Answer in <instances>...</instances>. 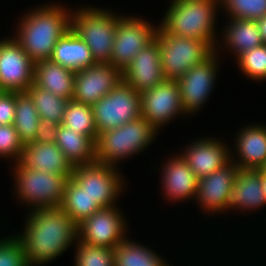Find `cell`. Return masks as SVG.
<instances>
[{
  "label": "cell",
  "mask_w": 266,
  "mask_h": 266,
  "mask_svg": "<svg viewBox=\"0 0 266 266\" xmlns=\"http://www.w3.org/2000/svg\"><path fill=\"white\" fill-rule=\"evenodd\" d=\"M157 130L143 117L98 134L95 143V160L116 166L120 159L132 156L151 144ZM118 160V161H117Z\"/></svg>",
  "instance_id": "4"
},
{
  "label": "cell",
  "mask_w": 266,
  "mask_h": 266,
  "mask_svg": "<svg viewBox=\"0 0 266 266\" xmlns=\"http://www.w3.org/2000/svg\"><path fill=\"white\" fill-rule=\"evenodd\" d=\"M122 75L123 81L138 93L150 90L165 80L157 38L137 54Z\"/></svg>",
  "instance_id": "17"
},
{
  "label": "cell",
  "mask_w": 266,
  "mask_h": 266,
  "mask_svg": "<svg viewBox=\"0 0 266 266\" xmlns=\"http://www.w3.org/2000/svg\"><path fill=\"white\" fill-rule=\"evenodd\" d=\"M0 266H28L24 248L16 236L0 240Z\"/></svg>",
  "instance_id": "35"
},
{
  "label": "cell",
  "mask_w": 266,
  "mask_h": 266,
  "mask_svg": "<svg viewBox=\"0 0 266 266\" xmlns=\"http://www.w3.org/2000/svg\"><path fill=\"white\" fill-rule=\"evenodd\" d=\"M162 169L163 190L170 200H184L196 197L198 178L181 155L173 156ZM195 195V196H194Z\"/></svg>",
  "instance_id": "20"
},
{
  "label": "cell",
  "mask_w": 266,
  "mask_h": 266,
  "mask_svg": "<svg viewBox=\"0 0 266 266\" xmlns=\"http://www.w3.org/2000/svg\"><path fill=\"white\" fill-rule=\"evenodd\" d=\"M61 125L85 136H90L95 142L97 140L98 131L90 105L80 103L73 99L69 100Z\"/></svg>",
  "instance_id": "30"
},
{
  "label": "cell",
  "mask_w": 266,
  "mask_h": 266,
  "mask_svg": "<svg viewBox=\"0 0 266 266\" xmlns=\"http://www.w3.org/2000/svg\"><path fill=\"white\" fill-rule=\"evenodd\" d=\"M33 99L40 119L61 124L68 99L43 90L34 83L27 89Z\"/></svg>",
  "instance_id": "31"
},
{
  "label": "cell",
  "mask_w": 266,
  "mask_h": 266,
  "mask_svg": "<svg viewBox=\"0 0 266 266\" xmlns=\"http://www.w3.org/2000/svg\"><path fill=\"white\" fill-rule=\"evenodd\" d=\"M127 238L114 248V266H169L156 252Z\"/></svg>",
  "instance_id": "29"
},
{
  "label": "cell",
  "mask_w": 266,
  "mask_h": 266,
  "mask_svg": "<svg viewBox=\"0 0 266 266\" xmlns=\"http://www.w3.org/2000/svg\"><path fill=\"white\" fill-rule=\"evenodd\" d=\"M236 139L240 160L234 163L239 169L260 170L266 162V126H247Z\"/></svg>",
  "instance_id": "23"
},
{
  "label": "cell",
  "mask_w": 266,
  "mask_h": 266,
  "mask_svg": "<svg viewBox=\"0 0 266 266\" xmlns=\"http://www.w3.org/2000/svg\"><path fill=\"white\" fill-rule=\"evenodd\" d=\"M123 80L122 71L110 63H99L75 71L73 100L94 105Z\"/></svg>",
  "instance_id": "14"
},
{
  "label": "cell",
  "mask_w": 266,
  "mask_h": 266,
  "mask_svg": "<svg viewBox=\"0 0 266 266\" xmlns=\"http://www.w3.org/2000/svg\"><path fill=\"white\" fill-rule=\"evenodd\" d=\"M121 214L116 206L94 212L78 224V240L88 245L115 248L126 235V222Z\"/></svg>",
  "instance_id": "12"
},
{
  "label": "cell",
  "mask_w": 266,
  "mask_h": 266,
  "mask_svg": "<svg viewBox=\"0 0 266 266\" xmlns=\"http://www.w3.org/2000/svg\"><path fill=\"white\" fill-rule=\"evenodd\" d=\"M15 167L17 195L22 202L34 209L60 207L68 180L65 175L25 168L19 162Z\"/></svg>",
  "instance_id": "7"
},
{
  "label": "cell",
  "mask_w": 266,
  "mask_h": 266,
  "mask_svg": "<svg viewBox=\"0 0 266 266\" xmlns=\"http://www.w3.org/2000/svg\"><path fill=\"white\" fill-rule=\"evenodd\" d=\"M24 144L20 141L13 124H0V157L14 158L19 162Z\"/></svg>",
  "instance_id": "36"
},
{
  "label": "cell",
  "mask_w": 266,
  "mask_h": 266,
  "mask_svg": "<svg viewBox=\"0 0 266 266\" xmlns=\"http://www.w3.org/2000/svg\"><path fill=\"white\" fill-rule=\"evenodd\" d=\"M230 19L255 20L266 15V0H219Z\"/></svg>",
  "instance_id": "33"
},
{
  "label": "cell",
  "mask_w": 266,
  "mask_h": 266,
  "mask_svg": "<svg viewBox=\"0 0 266 266\" xmlns=\"http://www.w3.org/2000/svg\"><path fill=\"white\" fill-rule=\"evenodd\" d=\"M262 191L266 201V175L261 172Z\"/></svg>",
  "instance_id": "40"
},
{
  "label": "cell",
  "mask_w": 266,
  "mask_h": 266,
  "mask_svg": "<svg viewBox=\"0 0 266 266\" xmlns=\"http://www.w3.org/2000/svg\"><path fill=\"white\" fill-rule=\"evenodd\" d=\"M259 32L261 34L264 45H266V15L257 20Z\"/></svg>",
  "instance_id": "39"
},
{
  "label": "cell",
  "mask_w": 266,
  "mask_h": 266,
  "mask_svg": "<svg viewBox=\"0 0 266 266\" xmlns=\"http://www.w3.org/2000/svg\"><path fill=\"white\" fill-rule=\"evenodd\" d=\"M239 167L231 160L209 176L198 179L196 199L208 212L229 209V199Z\"/></svg>",
  "instance_id": "16"
},
{
  "label": "cell",
  "mask_w": 266,
  "mask_h": 266,
  "mask_svg": "<svg viewBox=\"0 0 266 266\" xmlns=\"http://www.w3.org/2000/svg\"><path fill=\"white\" fill-rule=\"evenodd\" d=\"M19 163L25 168L63 174L68 179L74 168L56 143L30 142L24 145Z\"/></svg>",
  "instance_id": "19"
},
{
  "label": "cell",
  "mask_w": 266,
  "mask_h": 266,
  "mask_svg": "<svg viewBox=\"0 0 266 266\" xmlns=\"http://www.w3.org/2000/svg\"><path fill=\"white\" fill-rule=\"evenodd\" d=\"M70 15L67 8L52 4L25 14L17 37H13L30 59L50 60L57 41L70 29Z\"/></svg>",
  "instance_id": "2"
},
{
  "label": "cell",
  "mask_w": 266,
  "mask_h": 266,
  "mask_svg": "<svg viewBox=\"0 0 266 266\" xmlns=\"http://www.w3.org/2000/svg\"><path fill=\"white\" fill-rule=\"evenodd\" d=\"M27 219L24 232L16 237L28 266L52 261L78 239V225L60 207L32 208Z\"/></svg>",
  "instance_id": "1"
},
{
  "label": "cell",
  "mask_w": 266,
  "mask_h": 266,
  "mask_svg": "<svg viewBox=\"0 0 266 266\" xmlns=\"http://www.w3.org/2000/svg\"><path fill=\"white\" fill-rule=\"evenodd\" d=\"M58 124L52 121L41 119L37 127V134L34 142L55 143Z\"/></svg>",
  "instance_id": "38"
},
{
  "label": "cell",
  "mask_w": 266,
  "mask_h": 266,
  "mask_svg": "<svg viewBox=\"0 0 266 266\" xmlns=\"http://www.w3.org/2000/svg\"><path fill=\"white\" fill-rule=\"evenodd\" d=\"M231 23L225 28L223 42L230 51H234L238 57L243 52L263 45V40L258 29L257 21L246 19H231Z\"/></svg>",
  "instance_id": "26"
},
{
  "label": "cell",
  "mask_w": 266,
  "mask_h": 266,
  "mask_svg": "<svg viewBox=\"0 0 266 266\" xmlns=\"http://www.w3.org/2000/svg\"><path fill=\"white\" fill-rule=\"evenodd\" d=\"M40 120L30 94L27 91L16 92V110L13 126L24 145L34 142Z\"/></svg>",
  "instance_id": "27"
},
{
  "label": "cell",
  "mask_w": 266,
  "mask_h": 266,
  "mask_svg": "<svg viewBox=\"0 0 266 266\" xmlns=\"http://www.w3.org/2000/svg\"><path fill=\"white\" fill-rule=\"evenodd\" d=\"M215 54L217 52L214 51L202 63L193 66L176 80L185 114L198 111L211 94L218 71V56Z\"/></svg>",
  "instance_id": "15"
},
{
  "label": "cell",
  "mask_w": 266,
  "mask_h": 266,
  "mask_svg": "<svg viewBox=\"0 0 266 266\" xmlns=\"http://www.w3.org/2000/svg\"><path fill=\"white\" fill-rule=\"evenodd\" d=\"M222 143L212 138L199 139L180 155L200 179L209 176L232 160L231 151Z\"/></svg>",
  "instance_id": "18"
},
{
  "label": "cell",
  "mask_w": 266,
  "mask_h": 266,
  "mask_svg": "<svg viewBox=\"0 0 266 266\" xmlns=\"http://www.w3.org/2000/svg\"><path fill=\"white\" fill-rule=\"evenodd\" d=\"M50 60L73 71L96 63L87 44L71 29L57 41Z\"/></svg>",
  "instance_id": "24"
},
{
  "label": "cell",
  "mask_w": 266,
  "mask_h": 266,
  "mask_svg": "<svg viewBox=\"0 0 266 266\" xmlns=\"http://www.w3.org/2000/svg\"><path fill=\"white\" fill-rule=\"evenodd\" d=\"M70 15V29L89 47L95 62L108 63L119 16L103 9L82 8Z\"/></svg>",
  "instance_id": "5"
},
{
  "label": "cell",
  "mask_w": 266,
  "mask_h": 266,
  "mask_svg": "<svg viewBox=\"0 0 266 266\" xmlns=\"http://www.w3.org/2000/svg\"><path fill=\"white\" fill-rule=\"evenodd\" d=\"M91 107L99 134L138 119L141 116V96L122 80Z\"/></svg>",
  "instance_id": "8"
},
{
  "label": "cell",
  "mask_w": 266,
  "mask_h": 266,
  "mask_svg": "<svg viewBox=\"0 0 266 266\" xmlns=\"http://www.w3.org/2000/svg\"><path fill=\"white\" fill-rule=\"evenodd\" d=\"M16 110V92L0 91V124H13Z\"/></svg>",
  "instance_id": "37"
},
{
  "label": "cell",
  "mask_w": 266,
  "mask_h": 266,
  "mask_svg": "<svg viewBox=\"0 0 266 266\" xmlns=\"http://www.w3.org/2000/svg\"><path fill=\"white\" fill-rule=\"evenodd\" d=\"M141 117L147 120L157 131L160 126L183 110L179 84L176 80L165 79L154 88L140 93ZM175 116V117H174Z\"/></svg>",
  "instance_id": "13"
},
{
  "label": "cell",
  "mask_w": 266,
  "mask_h": 266,
  "mask_svg": "<svg viewBox=\"0 0 266 266\" xmlns=\"http://www.w3.org/2000/svg\"><path fill=\"white\" fill-rule=\"evenodd\" d=\"M34 83V62L12 38L0 41V91L24 92Z\"/></svg>",
  "instance_id": "11"
},
{
  "label": "cell",
  "mask_w": 266,
  "mask_h": 266,
  "mask_svg": "<svg viewBox=\"0 0 266 266\" xmlns=\"http://www.w3.org/2000/svg\"><path fill=\"white\" fill-rule=\"evenodd\" d=\"M266 204L261 181V171L239 169L232 185L229 208L251 210Z\"/></svg>",
  "instance_id": "21"
},
{
  "label": "cell",
  "mask_w": 266,
  "mask_h": 266,
  "mask_svg": "<svg viewBox=\"0 0 266 266\" xmlns=\"http://www.w3.org/2000/svg\"><path fill=\"white\" fill-rule=\"evenodd\" d=\"M113 165L100 162L74 166L71 178L101 208L115 206L123 187L122 178Z\"/></svg>",
  "instance_id": "9"
},
{
  "label": "cell",
  "mask_w": 266,
  "mask_h": 266,
  "mask_svg": "<svg viewBox=\"0 0 266 266\" xmlns=\"http://www.w3.org/2000/svg\"><path fill=\"white\" fill-rule=\"evenodd\" d=\"M75 71L51 60L34 63V84L65 99L73 98Z\"/></svg>",
  "instance_id": "22"
},
{
  "label": "cell",
  "mask_w": 266,
  "mask_h": 266,
  "mask_svg": "<svg viewBox=\"0 0 266 266\" xmlns=\"http://www.w3.org/2000/svg\"><path fill=\"white\" fill-rule=\"evenodd\" d=\"M260 171H261L264 175H266V162H265V164L260 168Z\"/></svg>",
  "instance_id": "41"
},
{
  "label": "cell",
  "mask_w": 266,
  "mask_h": 266,
  "mask_svg": "<svg viewBox=\"0 0 266 266\" xmlns=\"http://www.w3.org/2000/svg\"><path fill=\"white\" fill-rule=\"evenodd\" d=\"M156 38L159 43L161 67L165 79L177 80L215 51L207 42L168 34L160 25Z\"/></svg>",
  "instance_id": "6"
},
{
  "label": "cell",
  "mask_w": 266,
  "mask_h": 266,
  "mask_svg": "<svg viewBox=\"0 0 266 266\" xmlns=\"http://www.w3.org/2000/svg\"><path fill=\"white\" fill-rule=\"evenodd\" d=\"M236 58L246 76L257 81L266 79V45L243 52Z\"/></svg>",
  "instance_id": "34"
},
{
  "label": "cell",
  "mask_w": 266,
  "mask_h": 266,
  "mask_svg": "<svg viewBox=\"0 0 266 266\" xmlns=\"http://www.w3.org/2000/svg\"><path fill=\"white\" fill-rule=\"evenodd\" d=\"M218 2L219 0H172L160 27L168 34L207 42L215 50L214 23Z\"/></svg>",
  "instance_id": "3"
},
{
  "label": "cell",
  "mask_w": 266,
  "mask_h": 266,
  "mask_svg": "<svg viewBox=\"0 0 266 266\" xmlns=\"http://www.w3.org/2000/svg\"><path fill=\"white\" fill-rule=\"evenodd\" d=\"M157 29L141 18L119 16L108 63L123 72L137 54L156 38Z\"/></svg>",
  "instance_id": "10"
},
{
  "label": "cell",
  "mask_w": 266,
  "mask_h": 266,
  "mask_svg": "<svg viewBox=\"0 0 266 266\" xmlns=\"http://www.w3.org/2000/svg\"><path fill=\"white\" fill-rule=\"evenodd\" d=\"M55 143L73 167L96 161V142L90 136L59 124Z\"/></svg>",
  "instance_id": "25"
},
{
  "label": "cell",
  "mask_w": 266,
  "mask_h": 266,
  "mask_svg": "<svg viewBox=\"0 0 266 266\" xmlns=\"http://www.w3.org/2000/svg\"><path fill=\"white\" fill-rule=\"evenodd\" d=\"M60 208L78 225L101 208L72 178L65 184L64 197Z\"/></svg>",
  "instance_id": "28"
},
{
  "label": "cell",
  "mask_w": 266,
  "mask_h": 266,
  "mask_svg": "<svg viewBox=\"0 0 266 266\" xmlns=\"http://www.w3.org/2000/svg\"><path fill=\"white\" fill-rule=\"evenodd\" d=\"M75 266H114V248L85 244L77 239Z\"/></svg>",
  "instance_id": "32"
}]
</instances>
